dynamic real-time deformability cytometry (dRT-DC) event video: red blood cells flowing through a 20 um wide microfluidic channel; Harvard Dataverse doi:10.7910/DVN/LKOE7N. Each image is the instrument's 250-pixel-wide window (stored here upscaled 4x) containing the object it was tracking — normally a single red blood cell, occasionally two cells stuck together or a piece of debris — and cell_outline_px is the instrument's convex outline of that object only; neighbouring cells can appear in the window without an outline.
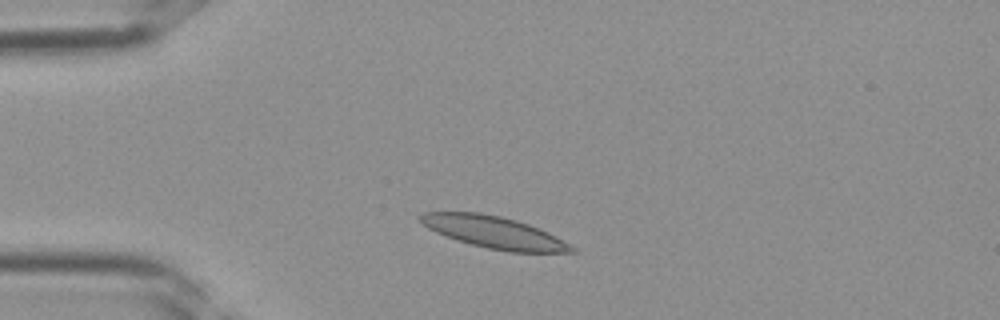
{"species": "Egyptian fruit bat (a non-hibernating species)", "species_latin": "Rousettus aegyptiacus", "temperature_condition": "room temperature", "stored_images_in_passage": 33, "camera_frame_rate_fps": 3000, "um_per_image_px": 0.085, "frame": {"image": 1, "passage_image": 5, "time_ms": 1.333, "image_size_px": [1000, 320], "cell_outline_px": [[580, 252], [508, 252], [488, 248], [456, 240], [436, 232], [428, 228], [416, 216], [420, 212], [480, 212], [500, 216], [516, 220], [540, 228], [556, 236], [576, 248]], "centroid_in_image_um": [42.0, 19.74], "position_along_channel_um": 43.0, "area_um2": 28.21}}
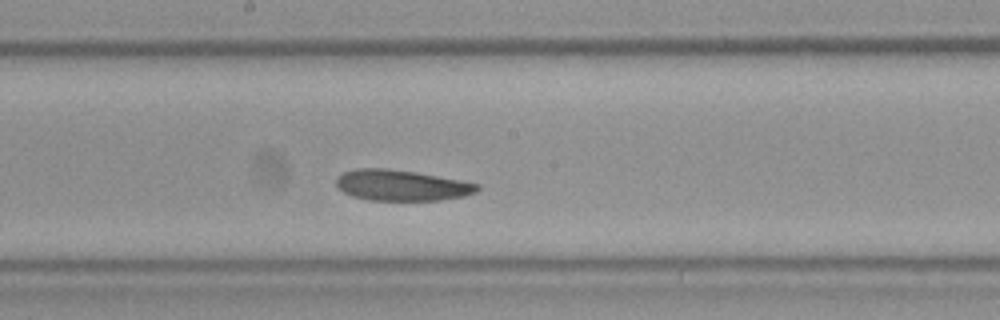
{"frame": {"image": 2, "passage_image": 16, "time_ms": 5.0, "image_size_px": [1000, 320], "cell_outline_px": [[480, 188], [476, 192], [464, 196], [440, 200], [368, 200], [352, 196], [344, 192], [336, 184], [336, 176], [344, 172], [356, 168], [388, 168], [416, 172], [460, 180], [480, 184]], "centroid_in_image_um": [34.12, 15.74], "position_along_channel_um": 214.1, "area_um2": 25.37}}
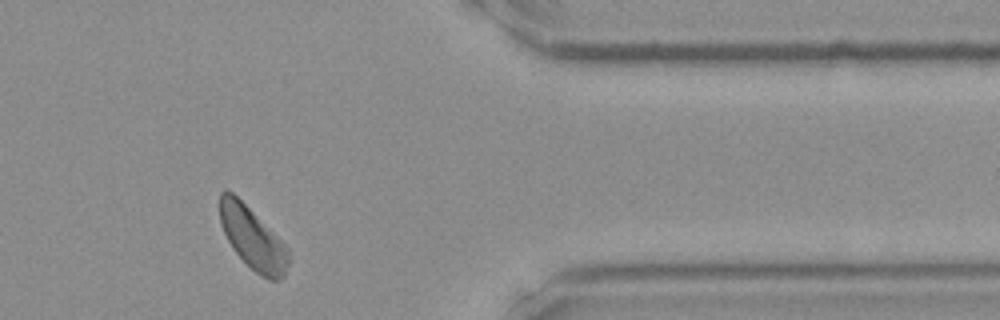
{"frame": {"image": 3, "passage_image": 27, "time_ms": 8.667, "image_size_px": [1000, 320], "cell_outline_px": [[288, 264], [284, 276], [276, 280], [268, 280], [260, 276], [232, 248], [224, 232], [220, 220], [220, 192], [232, 192], [288, 248]], "centroid_in_image_um": [21.47, 20.29], "position_along_channel_um": 389.9, "area_um2": 23.87}}